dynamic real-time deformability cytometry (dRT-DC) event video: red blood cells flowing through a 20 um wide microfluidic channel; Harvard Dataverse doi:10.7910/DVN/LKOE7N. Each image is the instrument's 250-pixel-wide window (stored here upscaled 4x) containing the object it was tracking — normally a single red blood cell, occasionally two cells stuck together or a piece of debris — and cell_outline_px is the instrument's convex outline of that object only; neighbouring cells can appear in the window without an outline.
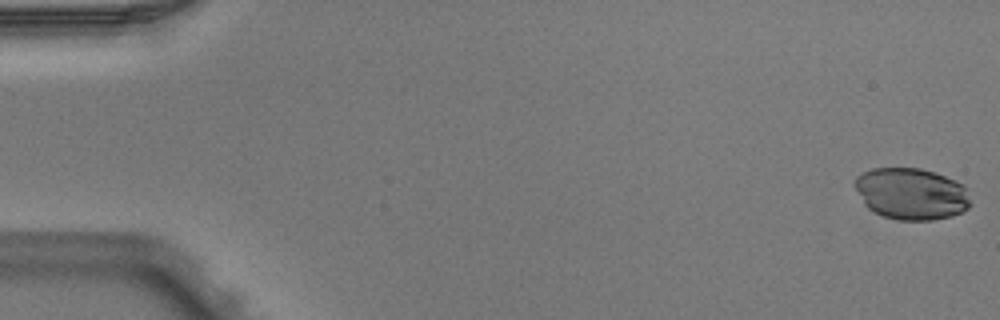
{"species": "Egyptian fruit bat (a non-hibernating species)", "species_latin": "Rousettus aegyptiacus", "temperature_condition": "warm", "stored_images_in_passage": 5, "camera_frame_rate_fps": 3000, "um_per_image_px": 0.085, "animal": {"sex": "male"}, "frame": {"image": 1, "passage_image": 1, "time_ms": 0.0, "image_size_px": [1000, 320], "cell_outline_px": [[968, 208], [952, 216], [932, 220], [900, 220], [884, 216], [868, 208], [852, 184], [856, 176], [872, 168], [920, 168], [936, 172], [956, 180], [964, 184], [968, 200]], "centroid_in_image_um": [77.44, 16.45], "position_along_channel_um": 7.6, "area_um2": 34.74}}
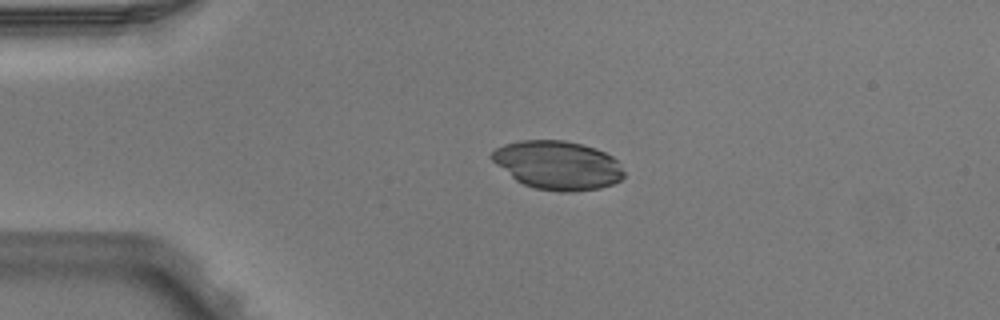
{"frame": {"image": 2, "passage_image": 4, "time_ms": 1.0, "image_size_px": [1000, 320], "cell_outline_px": [[624, 176], [620, 180], [612, 184], [600, 188], [572, 192], [560, 192], [536, 188], [524, 184], [516, 180], [496, 164], [488, 156], [496, 148], [504, 144], [520, 140], [564, 140], [596, 148], [612, 156], [616, 160], [624, 172]], "centroid_in_image_um": [47.39, 14.04], "position_along_channel_um": 37.6, "area_um2": 37.4}}